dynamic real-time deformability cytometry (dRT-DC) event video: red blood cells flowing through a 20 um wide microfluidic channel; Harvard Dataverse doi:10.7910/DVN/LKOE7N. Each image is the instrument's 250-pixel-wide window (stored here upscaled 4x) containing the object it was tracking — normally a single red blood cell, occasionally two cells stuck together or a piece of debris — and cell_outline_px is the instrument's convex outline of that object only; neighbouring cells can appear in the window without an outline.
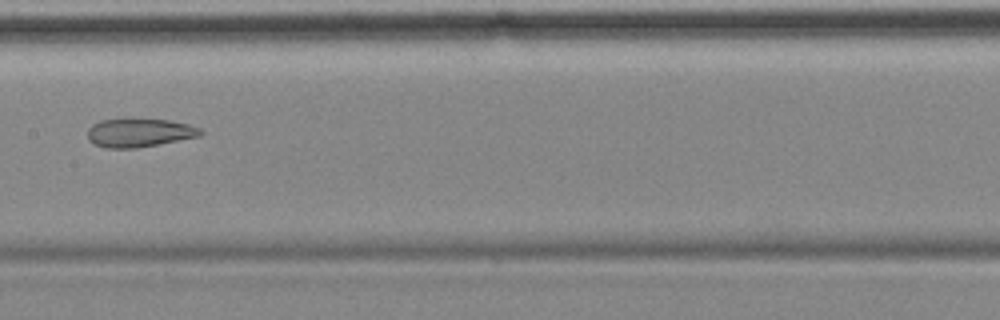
{"species": "common noctule bat (a hibernating species)", "species_latin": "Nyctalus noctula", "temperature_condition": "cold", "stored_images_in_passage": 8, "camera_frame_rate_fps": 3000, "um_per_image_px": 0.085, "animal": {"sex": "female", "body_mass_g": 18.4}, "frame": {"image": 1, "passage_image": 8, "time_ms": 9.0, "image_size_px": [1000, 320], "cell_outline_px": [[204, 132], [200, 136], [136, 148], [108, 148], [92, 144], [88, 140], [88, 128], [92, 124], [100, 120], [168, 120], [188, 124], [200, 128]], "centroid_in_image_um": [11.82, 11.3], "position_along_channel_um": 195.6, "area_um2": 18.5}}